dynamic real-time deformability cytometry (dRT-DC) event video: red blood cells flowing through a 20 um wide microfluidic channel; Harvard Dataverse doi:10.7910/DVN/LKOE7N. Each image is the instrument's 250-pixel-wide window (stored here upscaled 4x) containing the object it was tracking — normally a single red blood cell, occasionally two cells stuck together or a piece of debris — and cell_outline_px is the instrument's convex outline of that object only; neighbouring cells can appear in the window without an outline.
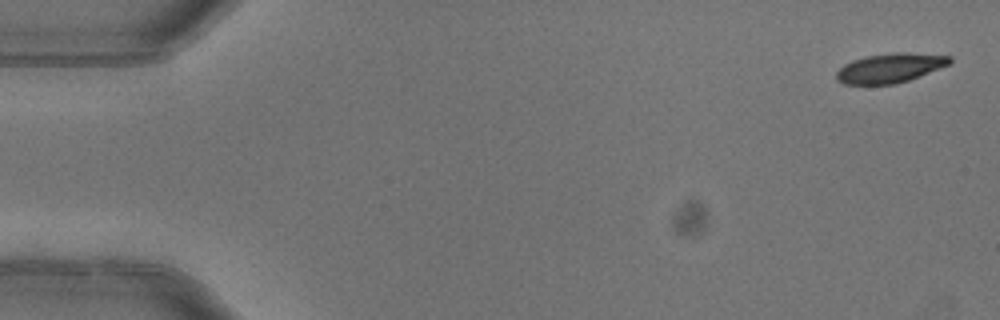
{"species": "common noctule bat (a hibernating species)", "species_latin": "Nyctalus noctula", "temperature_condition": "warm", "stored_images_in_passage": 8, "camera_frame_rate_fps": 3000, "um_per_image_px": 0.085, "animal": {"sex": "female"}, "frame": {"image": 1, "passage_image": 1, "time_ms": 0.0, "image_size_px": [1000, 320], "cell_outline_px": [[952, 60], [948, 64], [940, 68], [908, 80], [892, 84], [844, 84], [836, 80], [836, 72], [844, 64], [852, 60], [868, 56], [892, 52], [908, 52], [952, 56]], "centroid_in_image_um": [75.64, 5.77], "position_along_channel_um": 9.4, "area_um2": 19.31}}
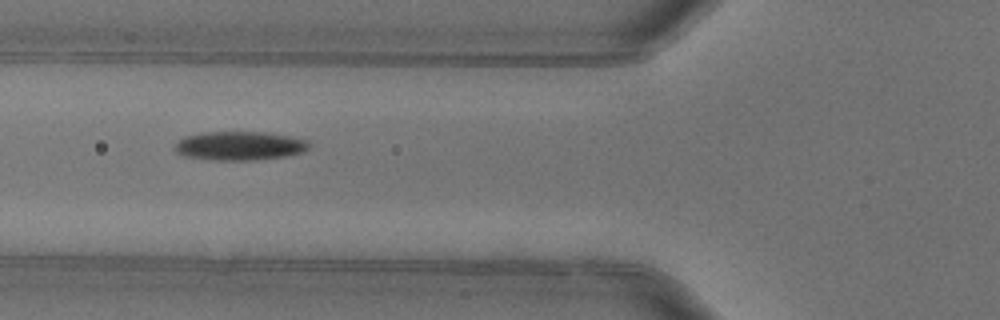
{"frame": {"image": 2, "passage_image": 6, "time_ms": 1.667, "image_size_px": [1000, 320], "cell_outline_px": [[312, 144], [304, 152], [284, 156], [252, 160], [216, 160], [184, 156], [176, 152], [176, 144], [184, 136], [204, 132], [268, 132], [292, 136], [308, 140]], "centroid_in_image_um": [20.42, 12.38], "position_along_channel_um": 105.4, "area_um2": 22.6}}